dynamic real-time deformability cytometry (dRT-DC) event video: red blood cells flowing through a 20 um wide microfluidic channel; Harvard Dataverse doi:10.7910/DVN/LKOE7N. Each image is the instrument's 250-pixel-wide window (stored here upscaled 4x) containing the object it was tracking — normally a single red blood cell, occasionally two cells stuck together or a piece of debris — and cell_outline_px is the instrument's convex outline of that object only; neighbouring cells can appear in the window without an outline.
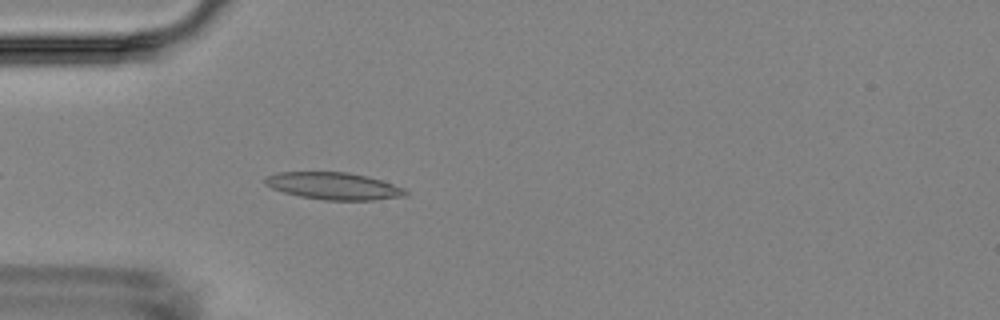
{"species": "Egyptian fruit bat (a non-hibernating species)", "species_latin": "Rousettus aegyptiacus", "temperature_condition": "room temperature", "stored_images_in_passage": 4, "camera_frame_rate_fps": 3000, "um_per_image_px": 0.085, "animal": {"sex": "female"}, "frame": {"image": 1, "passage_image": 4, "time_ms": 3.333, "image_size_px": [1000, 320], "cell_outline_px": [[408, 196], [372, 200], [324, 200], [300, 196], [284, 192], [272, 188], [264, 184], [264, 176], [276, 172], [348, 172], [368, 176], [404, 188], [408, 192]], "centroid_in_image_um": [28.35, 15.8], "position_along_channel_um": 56.7, "area_um2": 22.31}}